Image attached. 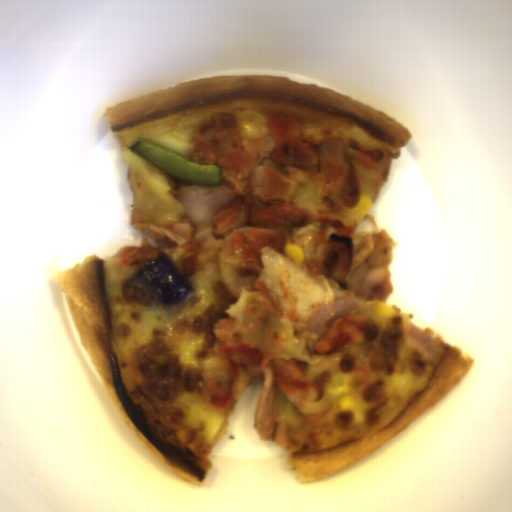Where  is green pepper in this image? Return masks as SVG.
Masks as SVG:
<instances>
[{
    "label": "green pepper",
    "instance_id": "1",
    "mask_svg": "<svg viewBox=\"0 0 512 512\" xmlns=\"http://www.w3.org/2000/svg\"><path fill=\"white\" fill-rule=\"evenodd\" d=\"M127 148L138 157L171 175L209 186H220L221 184V172L218 165L193 163L183 155L141 135L134 138Z\"/></svg>",
    "mask_w": 512,
    "mask_h": 512
}]
</instances>
